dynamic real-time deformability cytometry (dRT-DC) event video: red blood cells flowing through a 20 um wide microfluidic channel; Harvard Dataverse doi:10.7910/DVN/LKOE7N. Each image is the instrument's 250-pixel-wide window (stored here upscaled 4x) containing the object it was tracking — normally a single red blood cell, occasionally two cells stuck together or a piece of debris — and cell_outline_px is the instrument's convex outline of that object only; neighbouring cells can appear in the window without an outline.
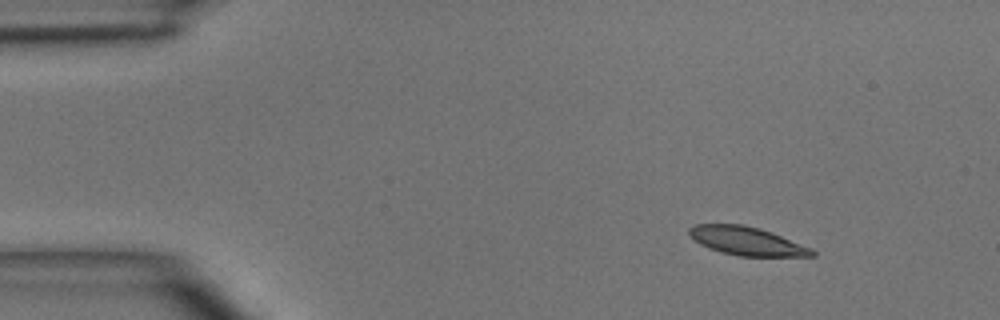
{"species": "common noctule bat (a hibernating species)", "species_latin": "Nyctalus noctula", "temperature_condition": "room temperature", "stored_images_in_passage": 5, "segment_of_instrument_passage": [2, 2], "camera_frame_rate_fps": 3000, "um_per_image_px": 0.085, "animal": {"sex": "male", "body_mass_g": 15.6}, "frame": {"image": 1, "passage_image": 5, "time_ms": 5.333, "image_size_px": [1000, 320], "cell_outline_px": [[816, 256], [740, 256], [720, 252], [708, 248], [700, 244], [688, 232], [688, 228], [692, 224], [744, 224], [760, 228], [812, 248], [816, 252]], "centroid_in_image_um": [63.47, 20.48], "position_along_channel_um": 21.5, "area_um2": 20.35}}